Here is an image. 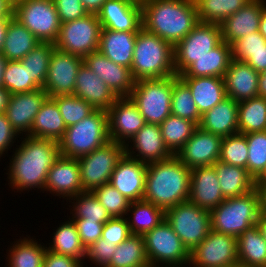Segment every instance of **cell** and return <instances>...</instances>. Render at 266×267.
I'll return each instance as SVG.
<instances>
[{
	"instance_id": "1",
	"label": "cell",
	"mask_w": 266,
	"mask_h": 267,
	"mask_svg": "<svg viewBox=\"0 0 266 267\" xmlns=\"http://www.w3.org/2000/svg\"><path fill=\"white\" fill-rule=\"evenodd\" d=\"M22 137L21 144L16 145L18 148H15L10 159L6 173L8 185L17 192L30 191L32 188L44 191L49 169L61 155L59 143L50 139Z\"/></svg>"
},
{
	"instance_id": "2",
	"label": "cell",
	"mask_w": 266,
	"mask_h": 267,
	"mask_svg": "<svg viewBox=\"0 0 266 267\" xmlns=\"http://www.w3.org/2000/svg\"><path fill=\"white\" fill-rule=\"evenodd\" d=\"M142 27L173 47L198 24L194 0H140Z\"/></svg>"
},
{
	"instance_id": "3",
	"label": "cell",
	"mask_w": 266,
	"mask_h": 267,
	"mask_svg": "<svg viewBox=\"0 0 266 267\" xmlns=\"http://www.w3.org/2000/svg\"><path fill=\"white\" fill-rule=\"evenodd\" d=\"M191 169L176 155L147 164L143 199L166 211L189 199Z\"/></svg>"
},
{
	"instance_id": "4",
	"label": "cell",
	"mask_w": 266,
	"mask_h": 267,
	"mask_svg": "<svg viewBox=\"0 0 266 267\" xmlns=\"http://www.w3.org/2000/svg\"><path fill=\"white\" fill-rule=\"evenodd\" d=\"M130 69L135 81L176 75L173 46L142 27L137 32Z\"/></svg>"
},
{
	"instance_id": "5",
	"label": "cell",
	"mask_w": 266,
	"mask_h": 267,
	"mask_svg": "<svg viewBox=\"0 0 266 267\" xmlns=\"http://www.w3.org/2000/svg\"><path fill=\"white\" fill-rule=\"evenodd\" d=\"M210 213L212 230L237 238L257 224L261 214L259 193L255 188L247 194L226 198Z\"/></svg>"
},
{
	"instance_id": "6",
	"label": "cell",
	"mask_w": 266,
	"mask_h": 267,
	"mask_svg": "<svg viewBox=\"0 0 266 267\" xmlns=\"http://www.w3.org/2000/svg\"><path fill=\"white\" fill-rule=\"evenodd\" d=\"M109 141L107 111L96 109L79 123L67 127L58 143L61 155L78 159Z\"/></svg>"
},
{
	"instance_id": "7",
	"label": "cell",
	"mask_w": 266,
	"mask_h": 267,
	"mask_svg": "<svg viewBox=\"0 0 266 267\" xmlns=\"http://www.w3.org/2000/svg\"><path fill=\"white\" fill-rule=\"evenodd\" d=\"M178 78V75H173L135 81L129 97L138 107L146 123L160 125L171 115L172 88Z\"/></svg>"
},
{
	"instance_id": "8",
	"label": "cell",
	"mask_w": 266,
	"mask_h": 267,
	"mask_svg": "<svg viewBox=\"0 0 266 267\" xmlns=\"http://www.w3.org/2000/svg\"><path fill=\"white\" fill-rule=\"evenodd\" d=\"M143 238L150 267L189 266L190 251L165 219Z\"/></svg>"
},
{
	"instance_id": "9",
	"label": "cell",
	"mask_w": 266,
	"mask_h": 267,
	"mask_svg": "<svg viewBox=\"0 0 266 267\" xmlns=\"http://www.w3.org/2000/svg\"><path fill=\"white\" fill-rule=\"evenodd\" d=\"M165 220L189 251L201 243L211 230V213L189 201L168 208Z\"/></svg>"
},
{
	"instance_id": "10",
	"label": "cell",
	"mask_w": 266,
	"mask_h": 267,
	"mask_svg": "<svg viewBox=\"0 0 266 267\" xmlns=\"http://www.w3.org/2000/svg\"><path fill=\"white\" fill-rule=\"evenodd\" d=\"M101 23L97 14L88 13L82 18L61 23L55 48L82 58L98 51Z\"/></svg>"
},
{
	"instance_id": "11",
	"label": "cell",
	"mask_w": 266,
	"mask_h": 267,
	"mask_svg": "<svg viewBox=\"0 0 266 267\" xmlns=\"http://www.w3.org/2000/svg\"><path fill=\"white\" fill-rule=\"evenodd\" d=\"M14 18L41 42L54 43L58 37L61 22L53 0H20Z\"/></svg>"
},
{
	"instance_id": "12",
	"label": "cell",
	"mask_w": 266,
	"mask_h": 267,
	"mask_svg": "<svg viewBox=\"0 0 266 267\" xmlns=\"http://www.w3.org/2000/svg\"><path fill=\"white\" fill-rule=\"evenodd\" d=\"M125 154V145L109 141L93 152L78 158L83 192L107 184L119 160Z\"/></svg>"
},
{
	"instance_id": "13",
	"label": "cell",
	"mask_w": 266,
	"mask_h": 267,
	"mask_svg": "<svg viewBox=\"0 0 266 267\" xmlns=\"http://www.w3.org/2000/svg\"><path fill=\"white\" fill-rule=\"evenodd\" d=\"M222 41L221 26L198 24L174 47V68L176 75L182 74L197 58L208 54Z\"/></svg>"
},
{
	"instance_id": "14",
	"label": "cell",
	"mask_w": 266,
	"mask_h": 267,
	"mask_svg": "<svg viewBox=\"0 0 266 267\" xmlns=\"http://www.w3.org/2000/svg\"><path fill=\"white\" fill-rule=\"evenodd\" d=\"M236 267V237L210 230L208 236L190 251L189 267Z\"/></svg>"
},
{
	"instance_id": "15",
	"label": "cell",
	"mask_w": 266,
	"mask_h": 267,
	"mask_svg": "<svg viewBox=\"0 0 266 267\" xmlns=\"http://www.w3.org/2000/svg\"><path fill=\"white\" fill-rule=\"evenodd\" d=\"M83 58L54 48L43 89L49 97L74 94L77 72Z\"/></svg>"
},
{
	"instance_id": "16",
	"label": "cell",
	"mask_w": 266,
	"mask_h": 267,
	"mask_svg": "<svg viewBox=\"0 0 266 267\" xmlns=\"http://www.w3.org/2000/svg\"><path fill=\"white\" fill-rule=\"evenodd\" d=\"M107 115L110 141L124 145L146 124L130 97H118Z\"/></svg>"
},
{
	"instance_id": "17",
	"label": "cell",
	"mask_w": 266,
	"mask_h": 267,
	"mask_svg": "<svg viewBox=\"0 0 266 267\" xmlns=\"http://www.w3.org/2000/svg\"><path fill=\"white\" fill-rule=\"evenodd\" d=\"M222 136L197 127L176 156L188 168L213 165L219 161Z\"/></svg>"
},
{
	"instance_id": "18",
	"label": "cell",
	"mask_w": 266,
	"mask_h": 267,
	"mask_svg": "<svg viewBox=\"0 0 266 267\" xmlns=\"http://www.w3.org/2000/svg\"><path fill=\"white\" fill-rule=\"evenodd\" d=\"M48 97L43 88L9 96L4 113L19 136L29 134L36 114Z\"/></svg>"
},
{
	"instance_id": "19",
	"label": "cell",
	"mask_w": 266,
	"mask_h": 267,
	"mask_svg": "<svg viewBox=\"0 0 266 267\" xmlns=\"http://www.w3.org/2000/svg\"><path fill=\"white\" fill-rule=\"evenodd\" d=\"M83 64L94 72L117 97H129L135 86L131 69L112 62L99 51L83 58Z\"/></svg>"
},
{
	"instance_id": "20",
	"label": "cell",
	"mask_w": 266,
	"mask_h": 267,
	"mask_svg": "<svg viewBox=\"0 0 266 267\" xmlns=\"http://www.w3.org/2000/svg\"><path fill=\"white\" fill-rule=\"evenodd\" d=\"M97 16L102 29L138 32L142 28L140 0H107Z\"/></svg>"
},
{
	"instance_id": "21",
	"label": "cell",
	"mask_w": 266,
	"mask_h": 267,
	"mask_svg": "<svg viewBox=\"0 0 266 267\" xmlns=\"http://www.w3.org/2000/svg\"><path fill=\"white\" fill-rule=\"evenodd\" d=\"M44 191L67 200L82 193L83 188L78 160L60 155L49 169Z\"/></svg>"
},
{
	"instance_id": "22",
	"label": "cell",
	"mask_w": 266,
	"mask_h": 267,
	"mask_svg": "<svg viewBox=\"0 0 266 267\" xmlns=\"http://www.w3.org/2000/svg\"><path fill=\"white\" fill-rule=\"evenodd\" d=\"M147 163L127 154L119 160L109 183L131 202L142 200L145 192Z\"/></svg>"
},
{
	"instance_id": "23",
	"label": "cell",
	"mask_w": 266,
	"mask_h": 267,
	"mask_svg": "<svg viewBox=\"0 0 266 267\" xmlns=\"http://www.w3.org/2000/svg\"><path fill=\"white\" fill-rule=\"evenodd\" d=\"M125 154L147 164L173 155L164 144L160 126L148 123L125 144Z\"/></svg>"
},
{
	"instance_id": "24",
	"label": "cell",
	"mask_w": 266,
	"mask_h": 267,
	"mask_svg": "<svg viewBox=\"0 0 266 267\" xmlns=\"http://www.w3.org/2000/svg\"><path fill=\"white\" fill-rule=\"evenodd\" d=\"M224 200L213 165L191 168L189 202L211 212Z\"/></svg>"
},
{
	"instance_id": "25",
	"label": "cell",
	"mask_w": 266,
	"mask_h": 267,
	"mask_svg": "<svg viewBox=\"0 0 266 267\" xmlns=\"http://www.w3.org/2000/svg\"><path fill=\"white\" fill-rule=\"evenodd\" d=\"M265 0H250L248 3L230 15L221 24L222 40L232 45L242 36L259 31L261 12Z\"/></svg>"
},
{
	"instance_id": "26",
	"label": "cell",
	"mask_w": 266,
	"mask_h": 267,
	"mask_svg": "<svg viewBox=\"0 0 266 267\" xmlns=\"http://www.w3.org/2000/svg\"><path fill=\"white\" fill-rule=\"evenodd\" d=\"M258 78L250 65L232 59L224 76L227 96L236 102L257 97Z\"/></svg>"
},
{
	"instance_id": "27",
	"label": "cell",
	"mask_w": 266,
	"mask_h": 267,
	"mask_svg": "<svg viewBox=\"0 0 266 267\" xmlns=\"http://www.w3.org/2000/svg\"><path fill=\"white\" fill-rule=\"evenodd\" d=\"M74 95L95 109L108 110L118 98L111 89L85 64L77 72Z\"/></svg>"
},
{
	"instance_id": "28",
	"label": "cell",
	"mask_w": 266,
	"mask_h": 267,
	"mask_svg": "<svg viewBox=\"0 0 266 267\" xmlns=\"http://www.w3.org/2000/svg\"><path fill=\"white\" fill-rule=\"evenodd\" d=\"M137 32L101 29L98 51L112 62L131 68Z\"/></svg>"
},
{
	"instance_id": "29",
	"label": "cell",
	"mask_w": 266,
	"mask_h": 267,
	"mask_svg": "<svg viewBox=\"0 0 266 267\" xmlns=\"http://www.w3.org/2000/svg\"><path fill=\"white\" fill-rule=\"evenodd\" d=\"M199 127L222 137L239 133L238 102L227 96L202 115Z\"/></svg>"
},
{
	"instance_id": "30",
	"label": "cell",
	"mask_w": 266,
	"mask_h": 267,
	"mask_svg": "<svg viewBox=\"0 0 266 267\" xmlns=\"http://www.w3.org/2000/svg\"><path fill=\"white\" fill-rule=\"evenodd\" d=\"M232 46L223 40L208 54L197 58L179 78L193 77H219L224 78L228 66L232 60Z\"/></svg>"
},
{
	"instance_id": "31",
	"label": "cell",
	"mask_w": 266,
	"mask_h": 267,
	"mask_svg": "<svg viewBox=\"0 0 266 267\" xmlns=\"http://www.w3.org/2000/svg\"><path fill=\"white\" fill-rule=\"evenodd\" d=\"M180 79L191 90L201 115L227 97L224 78L205 76Z\"/></svg>"
},
{
	"instance_id": "32",
	"label": "cell",
	"mask_w": 266,
	"mask_h": 267,
	"mask_svg": "<svg viewBox=\"0 0 266 267\" xmlns=\"http://www.w3.org/2000/svg\"><path fill=\"white\" fill-rule=\"evenodd\" d=\"M66 129L67 126L56 102L51 97H48L36 114L31 131L27 136L59 142Z\"/></svg>"
},
{
	"instance_id": "33",
	"label": "cell",
	"mask_w": 266,
	"mask_h": 267,
	"mask_svg": "<svg viewBox=\"0 0 266 267\" xmlns=\"http://www.w3.org/2000/svg\"><path fill=\"white\" fill-rule=\"evenodd\" d=\"M213 166L225 199L247 194L256 188L255 179L247 169L220 161L215 162Z\"/></svg>"
},
{
	"instance_id": "34",
	"label": "cell",
	"mask_w": 266,
	"mask_h": 267,
	"mask_svg": "<svg viewBox=\"0 0 266 267\" xmlns=\"http://www.w3.org/2000/svg\"><path fill=\"white\" fill-rule=\"evenodd\" d=\"M41 41L16 18L8 22L2 55L7 61H20Z\"/></svg>"
},
{
	"instance_id": "35",
	"label": "cell",
	"mask_w": 266,
	"mask_h": 267,
	"mask_svg": "<svg viewBox=\"0 0 266 267\" xmlns=\"http://www.w3.org/2000/svg\"><path fill=\"white\" fill-rule=\"evenodd\" d=\"M237 239L238 263L241 267L266 266V240L257 225L245 230Z\"/></svg>"
},
{
	"instance_id": "36",
	"label": "cell",
	"mask_w": 266,
	"mask_h": 267,
	"mask_svg": "<svg viewBox=\"0 0 266 267\" xmlns=\"http://www.w3.org/2000/svg\"><path fill=\"white\" fill-rule=\"evenodd\" d=\"M126 216L131 234L144 236L165 219V211L142 199L130 203Z\"/></svg>"
},
{
	"instance_id": "37",
	"label": "cell",
	"mask_w": 266,
	"mask_h": 267,
	"mask_svg": "<svg viewBox=\"0 0 266 267\" xmlns=\"http://www.w3.org/2000/svg\"><path fill=\"white\" fill-rule=\"evenodd\" d=\"M68 219L62 222L53 232V241L49 243L47 249L57 254L77 258L85 263L86 249L80 240L75 223L70 216Z\"/></svg>"
},
{
	"instance_id": "38",
	"label": "cell",
	"mask_w": 266,
	"mask_h": 267,
	"mask_svg": "<svg viewBox=\"0 0 266 267\" xmlns=\"http://www.w3.org/2000/svg\"><path fill=\"white\" fill-rule=\"evenodd\" d=\"M26 236L10 245L6 255L8 267H43L47 245Z\"/></svg>"
},
{
	"instance_id": "39",
	"label": "cell",
	"mask_w": 266,
	"mask_h": 267,
	"mask_svg": "<svg viewBox=\"0 0 266 267\" xmlns=\"http://www.w3.org/2000/svg\"><path fill=\"white\" fill-rule=\"evenodd\" d=\"M107 267H150L143 236L131 234L117 245Z\"/></svg>"
},
{
	"instance_id": "40",
	"label": "cell",
	"mask_w": 266,
	"mask_h": 267,
	"mask_svg": "<svg viewBox=\"0 0 266 267\" xmlns=\"http://www.w3.org/2000/svg\"><path fill=\"white\" fill-rule=\"evenodd\" d=\"M266 131V99L254 97L238 102V132L248 134Z\"/></svg>"
},
{
	"instance_id": "41",
	"label": "cell",
	"mask_w": 266,
	"mask_h": 267,
	"mask_svg": "<svg viewBox=\"0 0 266 267\" xmlns=\"http://www.w3.org/2000/svg\"><path fill=\"white\" fill-rule=\"evenodd\" d=\"M159 126L164 144L173 155L177 154L198 127L196 123L172 114Z\"/></svg>"
},
{
	"instance_id": "42",
	"label": "cell",
	"mask_w": 266,
	"mask_h": 267,
	"mask_svg": "<svg viewBox=\"0 0 266 267\" xmlns=\"http://www.w3.org/2000/svg\"><path fill=\"white\" fill-rule=\"evenodd\" d=\"M248 1L250 0H194L199 22L218 25Z\"/></svg>"
},
{
	"instance_id": "43",
	"label": "cell",
	"mask_w": 266,
	"mask_h": 267,
	"mask_svg": "<svg viewBox=\"0 0 266 267\" xmlns=\"http://www.w3.org/2000/svg\"><path fill=\"white\" fill-rule=\"evenodd\" d=\"M55 46L51 42H40L23 59L20 60L23 67L27 68L30 79L43 88L48 75L49 61Z\"/></svg>"
},
{
	"instance_id": "44",
	"label": "cell",
	"mask_w": 266,
	"mask_h": 267,
	"mask_svg": "<svg viewBox=\"0 0 266 267\" xmlns=\"http://www.w3.org/2000/svg\"><path fill=\"white\" fill-rule=\"evenodd\" d=\"M171 114L190 120L198 126L201 122L202 115L192 98L191 90L180 78L173 83Z\"/></svg>"
},
{
	"instance_id": "45",
	"label": "cell",
	"mask_w": 266,
	"mask_h": 267,
	"mask_svg": "<svg viewBox=\"0 0 266 267\" xmlns=\"http://www.w3.org/2000/svg\"><path fill=\"white\" fill-rule=\"evenodd\" d=\"M71 202L73 203L71 206L73 209L70 211L72 218H83L104 224L111 218L92 192H82L69 199V203Z\"/></svg>"
},
{
	"instance_id": "46",
	"label": "cell",
	"mask_w": 266,
	"mask_h": 267,
	"mask_svg": "<svg viewBox=\"0 0 266 267\" xmlns=\"http://www.w3.org/2000/svg\"><path fill=\"white\" fill-rule=\"evenodd\" d=\"M57 104L67 127L79 123L96 109L87 101L74 94L51 97Z\"/></svg>"
},
{
	"instance_id": "47",
	"label": "cell",
	"mask_w": 266,
	"mask_h": 267,
	"mask_svg": "<svg viewBox=\"0 0 266 267\" xmlns=\"http://www.w3.org/2000/svg\"><path fill=\"white\" fill-rule=\"evenodd\" d=\"M3 87L10 95L39 89L20 61H7L3 74Z\"/></svg>"
},
{
	"instance_id": "48",
	"label": "cell",
	"mask_w": 266,
	"mask_h": 267,
	"mask_svg": "<svg viewBox=\"0 0 266 267\" xmlns=\"http://www.w3.org/2000/svg\"><path fill=\"white\" fill-rule=\"evenodd\" d=\"M244 135L249 150L247 171L256 180L266 168V131Z\"/></svg>"
},
{
	"instance_id": "49",
	"label": "cell",
	"mask_w": 266,
	"mask_h": 267,
	"mask_svg": "<svg viewBox=\"0 0 266 267\" xmlns=\"http://www.w3.org/2000/svg\"><path fill=\"white\" fill-rule=\"evenodd\" d=\"M248 146L244 134L223 137L219 161L247 169Z\"/></svg>"
},
{
	"instance_id": "50",
	"label": "cell",
	"mask_w": 266,
	"mask_h": 267,
	"mask_svg": "<svg viewBox=\"0 0 266 267\" xmlns=\"http://www.w3.org/2000/svg\"><path fill=\"white\" fill-rule=\"evenodd\" d=\"M92 193L105 207L111 218L126 217L131 201L110 183L103 184L101 187L94 189Z\"/></svg>"
},
{
	"instance_id": "51",
	"label": "cell",
	"mask_w": 266,
	"mask_h": 267,
	"mask_svg": "<svg viewBox=\"0 0 266 267\" xmlns=\"http://www.w3.org/2000/svg\"><path fill=\"white\" fill-rule=\"evenodd\" d=\"M131 235V231L125 217L110 218L103 226L102 238L104 242L119 245Z\"/></svg>"
},
{
	"instance_id": "52",
	"label": "cell",
	"mask_w": 266,
	"mask_h": 267,
	"mask_svg": "<svg viewBox=\"0 0 266 267\" xmlns=\"http://www.w3.org/2000/svg\"><path fill=\"white\" fill-rule=\"evenodd\" d=\"M116 248V243L104 242V239L101 237L94 244L86 248L85 260L88 258L96 267H107Z\"/></svg>"
},
{
	"instance_id": "53",
	"label": "cell",
	"mask_w": 266,
	"mask_h": 267,
	"mask_svg": "<svg viewBox=\"0 0 266 267\" xmlns=\"http://www.w3.org/2000/svg\"><path fill=\"white\" fill-rule=\"evenodd\" d=\"M76 225L83 246L88 248L102 236L104 223L98 221H87L83 218H71Z\"/></svg>"
},
{
	"instance_id": "54",
	"label": "cell",
	"mask_w": 266,
	"mask_h": 267,
	"mask_svg": "<svg viewBox=\"0 0 266 267\" xmlns=\"http://www.w3.org/2000/svg\"><path fill=\"white\" fill-rule=\"evenodd\" d=\"M232 58L250 65L256 72L266 70V44L257 50H232Z\"/></svg>"
},
{
	"instance_id": "55",
	"label": "cell",
	"mask_w": 266,
	"mask_h": 267,
	"mask_svg": "<svg viewBox=\"0 0 266 267\" xmlns=\"http://www.w3.org/2000/svg\"><path fill=\"white\" fill-rule=\"evenodd\" d=\"M61 23L82 18L88 14L81 0H53Z\"/></svg>"
},
{
	"instance_id": "56",
	"label": "cell",
	"mask_w": 266,
	"mask_h": 267,
	"mask_svg": "<svg viewBox=\"0 0 266 267\" xmlns=\"http://www.w3.org/2000/svg\"><path fill=\"white\" fill-rule=\"evenodd\" d=\"M18 137V133L11 126L6 114L0 113V158L5 153H8L9 149H12L13 143H16V138L17 142H19Z\"/></svg>"
},
{
	"instance_id": "57",
	"label": "cell",
	"mask_w": 266,
	"mask_h": 267,
	"mask_svg": "<svg viewBox=\"0 0 266 267\" xmlns=\"http://www.w3.org/2000/svg\"><path fill=\"white\" fill-rule=\"evenodd\" d=\"M43 267H84V265L77 258L57 254L46 249Z\"/></svg>"
},
{
	"instance_id": "58",
	"label": "cell",
	"mask_w": 266,
	"mask_h": 267,
	"mask_svg": "<svg viewBox=\"0 0 266 267\" xmlns=\"http://www.w3.org/2000/svg\"><path fill=\"white\" fill-rule=\"evenodd\" d=\"M264 44H266V39L257 31L242 36L231 46L232 50H257L263 48Z\"/></svg>"
},
{
	"instance_id": "59",
	"label": "cell",
	"mask_w": 266,
	"mask_h": 267,
	"mask_svg": "<svg viewBox=\"0 0 266 267\" xmlns=\"http://www.w3.org/2000/svg\"><path fill=\"white\" fill-rule=\"evenodd\" d=\"M107 0H81L84 9L88 13L97 14Z\"/></svg>"
},
{
	"instance_id": "60",
	"label": "cell",
	"mask_w": 266,
	"mask_h": 267,
	"mask_svg": "<svg viewBox=\"0 0 266 267\" xmlns=\"http://www.w3.org/2000/svg\"><path fill=\"white\" fill-rule=\"evenodd\" d=\"M14 5L8 0H0V18H13Z\"/></svg>"
},
{
	"instance_id": "61",
	"label": "cell",
	"mask_w": 266,
	"mask_h": 267,
	"mask_svg": "<svg viewBox=\"0 0 266 267\" xmlns=\"http://www.w3.org/2000/svg\"><path fill=\"white\" fill-rule=\"evenodd\" d=\"M256 189L260 196V210L262 214H266V183H255Z\"/></svg>"
},
{
	"instance_id": "62",
	"label": "cell",
	"mask_w": 266,
	"mask_h": 267,
	"mask_svg": "<svg viewBox=\"0 0 266 267\" xmlns=\"http://www.w3.org/2000/svg\"><path fill=\"white\" fill-rule=\"evenodd\" d=\"M258 96L266 99V70L259 73Z\"/></svg>"
},
{
	"instance_id": "63",
	"label": "cell",
	"mask_w": 266,
	"mask_h": 267,
	"mask_svg": "<svg viewBox=\"0 0 266 267\" xmlns=\"http://www.w3.org/2000/svg\"><path fill=\"white\" fill-rule=\"evenodd\" d=\"M12 18H0V53L2 52L3 42L6 37L8 22Z\"/></svg>"
},
{
	"instance_id": "64",
	"label": "cell",
	"mask_w": 266,
	"mask_h": 267,
	"mask_svg": "<svg viewBox=\"0 0 266 267\" xmlns=\"http://www.w3.org/2000/svg\"><path fill=\"white\" fill-rule=\"evenodd\" d=\"M9 96V92L4 87H0V113L5 112Z\"/></svg>"
},
{
	"instance_id": "65",
	"label": "cell",
	"mask_w": 266,
	"mask_h": 267,
	"mask_svg": "<svg viewBox=\"0 0 266 267\" xmlns=\"http://www.w3.org/2000/svg\"><path fill=\"white\" fill-rule=\"evenodd\" d=\"M256 225L261 235L266 240V214H260Z\"/></svg>"
},
{
	"instance_id": "66",
	"label": "cell",
	"mask_w": 266,
	"mask_h": 267,
	"mask_svg": "<svg viewBox=\"0 0 266 267\" xmlns=\"http://www.w3.org/2000/svg\"><path fill=\"white\" fill-rule=\"evenodd\" d=\"M259 32L266 39V4L263 6V9L261 12Z\"/></svg>"
},
{
	"instance_id": "67",
	"label": "cell",
	"mask_w": 266,
	"mask_h": 267,
	"mask_svg": "<svg viewBox=\"0 0 266 267\" xmlns=\"http://www.w3.org/2000/svg\"><path fill=\"white\" fill-rule=\"evenodd\" d=\"M6 63V58L2 55V53H0V87H3V74Z\"/></svg>"
},
{
	"instance_id": "68",
	"label": "cell",
	"mask_w": 266,
	"mask_h": 267,
	"mask_svg": "<svg viewBox=\"0 0 266 267\" xmlns=\"http://www.w3.org/2000/svg\"><path fill=\"white\" fill-rule=\"evenodd\" d=\"M255 183H266V168L263 173L255 180Z\"/></svg>"
},
{
	"instance_id": "69",
	"label": "cell",
	"mask_w": 266,
	"mask_h": 267,
	"mask_svg": "<svg viewBox=\"0 0 266 267\" xmlns=\"http://www.w3.org/2000/svg\"><path fill=\"white\" fill-rule=\"evenodd\" d=\"M8 1H10L15 6L20 0H8Z\"/></svg>"
}]
</instances>
